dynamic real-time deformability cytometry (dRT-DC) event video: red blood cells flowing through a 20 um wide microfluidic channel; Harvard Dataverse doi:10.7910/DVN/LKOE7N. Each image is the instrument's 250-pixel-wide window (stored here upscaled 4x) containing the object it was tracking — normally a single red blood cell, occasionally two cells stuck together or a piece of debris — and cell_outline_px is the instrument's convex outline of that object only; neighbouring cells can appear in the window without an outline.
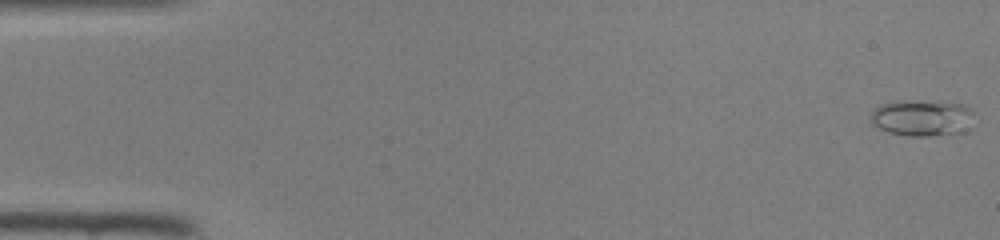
{"species": "common noctule bat (a hibernating species)", "species_latin": "Nyctalus noctula", "temperature_condition": "room temperature", "stored_images_in_passage": 47, "camera_frame_rate_fps": 3000, "um_per_image_px": 0.085, "animal": {"sex": "female", "body_mass_g": 22.0, "forearm_length_mm": 56.7}, "frame": {"image": 1, "passage_image": 1, "time_ms": 0.0, "image_size_px": [1000, 240], "cell_outline_px": [[972, 112], [964, 132], [928, 136], [908, 136], [888, 132], [872, 124], [872, 112], [876, 108], [884, 104], [960, 104], [968, 108]], "centroid_in_image_um": [78.35, 10.11], "position_along_channel_um": 6.7, "area_um2": 20.0}}
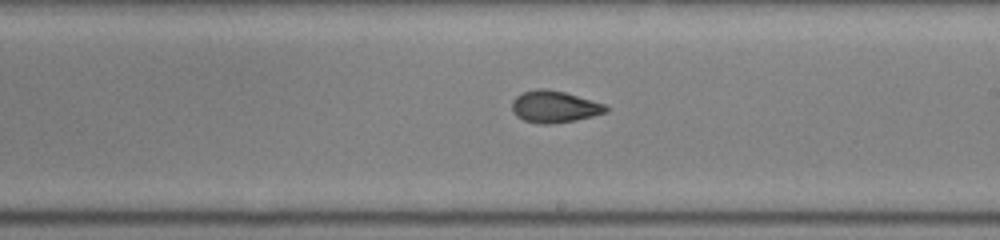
{"frame": {"image": 2, "passage_image": 27, "time_ms": 8.667, "image_size_px": [1000, 240], "cell_outline_px": [[608, 112], [576, 120], [552, 124], [540, 124], [524, 120], [516, 116], [512, 112], [512, 100], [516, 96], [524, 92], [536, 88], [544, 88], [564, 92], [604, 104], [608, 108]], "centroid_in_image_um": [47.09, 9.07], "position_along_channel_um": 241.9, "area_um2": 17.4}}
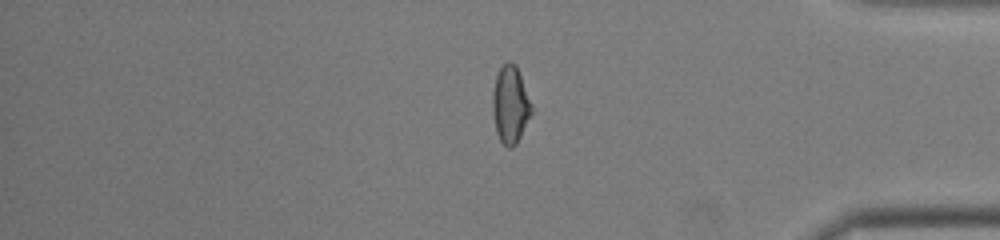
{"frame": {"image": 3, "passage_image": 39, "time_ms": 12.667, "image_size_px": [1000, 240], "cell_outline_px": [[532, 112], [516, 144], [512, 148], [508, 148], [500, 140], [496, 132], [492, 112], [492, 92], [496, 76], [500, 68], [508, 60], [512, 60], [516, 64], [532, 104]], "centroid_in_image_um": [43.37, 8.87], "position_along_channel_um": 391.8, "area_um2": 17.63}}